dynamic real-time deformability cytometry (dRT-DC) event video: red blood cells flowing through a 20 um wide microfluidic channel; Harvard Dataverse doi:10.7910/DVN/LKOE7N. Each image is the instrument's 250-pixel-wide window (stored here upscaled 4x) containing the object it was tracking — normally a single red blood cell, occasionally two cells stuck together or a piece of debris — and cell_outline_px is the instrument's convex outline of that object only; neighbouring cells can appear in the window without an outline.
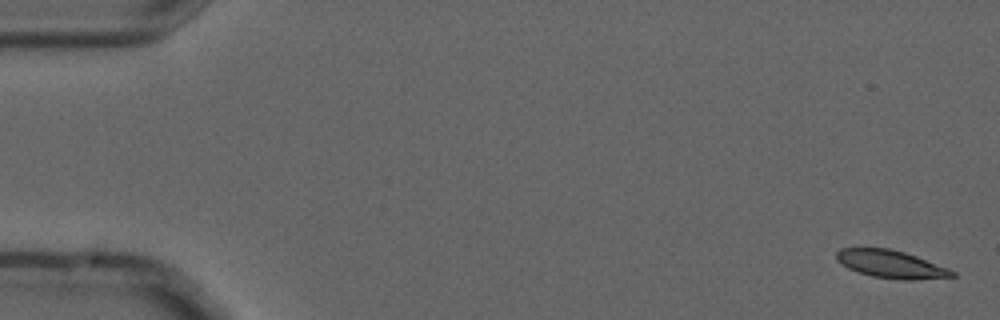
{"species": "common noctule bat (a hibernating species)", "species_latin": "Nyctalus noctula", "temperature_condition": "cold", "stored_images_in_passage": 5, "camera_frame_rate_fps": 3000, "um_per_image_px": 0.085, "animal": {"sex": "male", "forearm_length_mm": 52.5}, "frame": {"image": 1, "passage_image": 1, "time_ms": 0.0, "image_size_px": [1000, 320], "cell_outline_px": [[956, 276], [916, 280], [900, 280], [872, 276], [848, 268], [840, 264], [836, 260], [836, 252], [840, 248], [888, 248], [904, 252], [916, 256], [948, 268], [956, 272]], "centroid_in_image_um": [75.72, 22.46], "position_along_channel_um": 9.3, "area_um2": 18.73}}
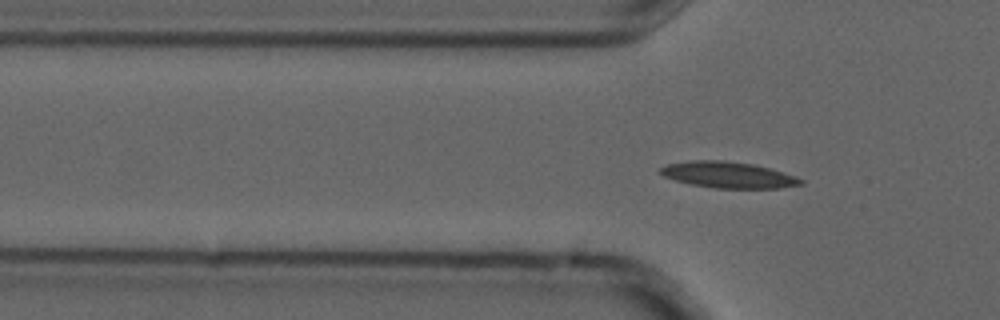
{"frame": {"image": 2, "passage_image": 5, "time_ms": 1.333, "image_size_px": [1000, 320], "cell_outline_px": [[804, 184], [780, 188], [716, 188], [692, 184], [676, 180], [664, 176], [660, 172], [660, 168], [668, 164], [688, 160], [724, 160], [752, 164], [768, 168], [796, 176], [804, 180]], "centroid_in_image_um": [61.92, 14.86], "position_along_channel_um": 63.9, "area_um2": 21.27}}